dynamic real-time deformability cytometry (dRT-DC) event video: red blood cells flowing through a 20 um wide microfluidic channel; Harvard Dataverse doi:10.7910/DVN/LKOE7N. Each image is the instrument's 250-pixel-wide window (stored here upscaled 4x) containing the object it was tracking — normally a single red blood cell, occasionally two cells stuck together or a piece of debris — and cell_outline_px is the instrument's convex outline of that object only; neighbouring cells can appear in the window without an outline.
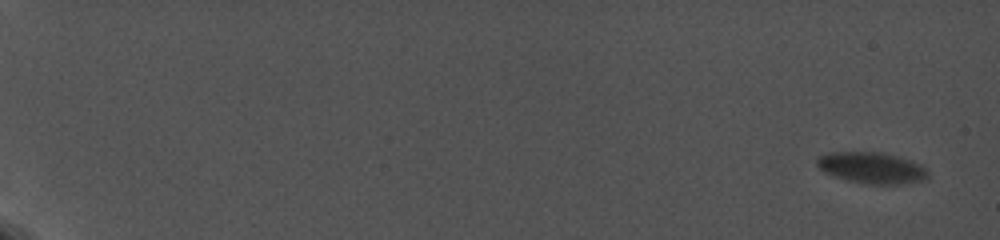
{"species": "common noctule bat (a hibernating species)", "species_latin": "Nyctalus noctula", "temperature_condition": "cold", "stored_images_in_passage": 28, "camera_frame_rate_fps": 5000, "um_per_image_px": 0.085, "animal": {"sex": "female", "body_mass_g": 19.0, "forearm_length_mm": 56.7}, "frame": {"image": 1, "passage_image": 1, "time_ms": 0.0, "image_size_px": [1000, 240], "cell_outline_px": [[928, 180], [900, 184], [868, 184], [848, 180], [824, 172], [816, 164], [816, 156], [828, 152], [880, 152], [900, 156], [920, 164], [928, 172]], "centroid_in_image_um": [74.1, 14.25], "position_along_channel_um": 10.9, "area_um2": 20.35}}
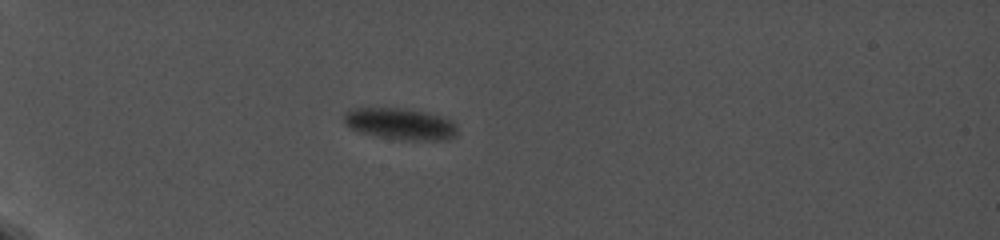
{"frame": {"image": 2, "passage_image": 7, "time_ms": 6.6, "image_size_px": [1000, 240], "cell_outline_px": [[456, 136], [444, 140], [408, 140], [376, 136], [356, 132], [344, 120], [344, 112], [352, 108], [404, 108], [440, 116], [452, 120], [456, 124]], "centroid_in_image_um": [34.02, 10.53], "position_along_channel_um": 51.0, "area_um2": 20.75}}
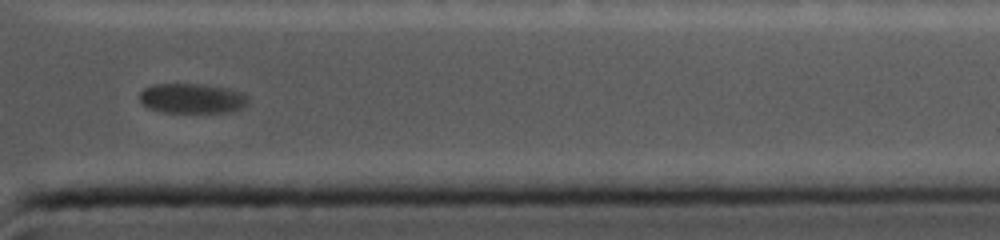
{"frame": {"image": 3, "passage_image": 27, "time_ms": 17.6, "image_size_px": [1000, 240], "cell_outline_px": [[248, 104], [244, 108], [232, 112], [160, 112], [148, 108], [140, 100], [140, 92], [144, 88], [152, 84], [208, 84], [228, 88], [240, 92], [248, 96]], "centroid_in_image_um": [16.36, 8.36], "position_along_channel_um": 395.0, "area_um2": 19.19}}